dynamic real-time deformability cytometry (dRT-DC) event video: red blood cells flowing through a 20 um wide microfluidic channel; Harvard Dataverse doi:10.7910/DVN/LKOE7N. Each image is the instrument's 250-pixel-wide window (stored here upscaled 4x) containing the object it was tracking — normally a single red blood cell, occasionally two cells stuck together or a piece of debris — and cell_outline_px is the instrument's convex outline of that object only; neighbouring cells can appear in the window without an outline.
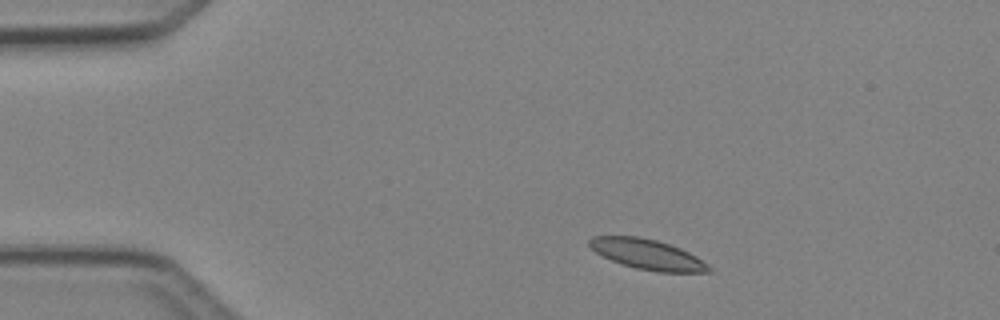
{"species": "Egyptian fruit bat (a non-hibernating species)", "species_latin": "Rousettus aegyptiacus", "temperature_condition": "cold", "stored_images_in_passage": 5, "camera_frame_rate_fps": 3000, "um_per_image_px": 0.085, "animal": {"sex": "female"}, "frame": {"image": 1, "passage_image": 2, "time_ms": 1.333, "image_size_px": [1000, 320], "cell_outline_px": [[712, 272], [656, 272], [636, 268], [612, 260], [596, 252], [588, 244], [588, 240], [592, 236], [636, 236], [656, 240], [680, 248], [696, 256], [708, 264], [712, 268]], "centroid_in_image_um": [55.05, 21.62], "position_along_channel_um": 29.9, "area_um2": 20.81}}
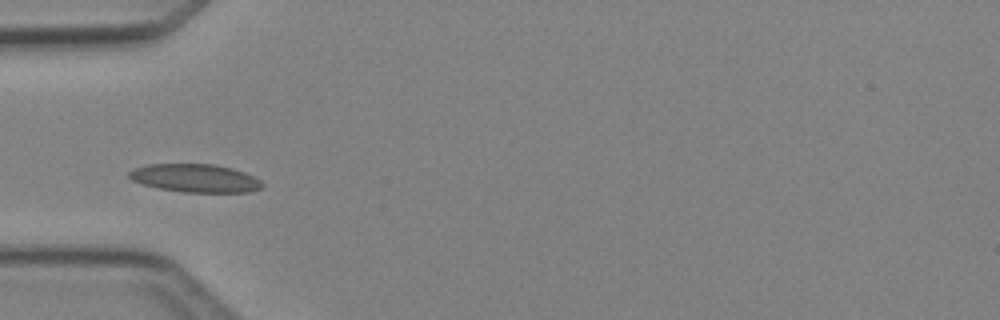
{"frame": {"image": 2, "passage_image": 4, "time_ms": 3.667, "image_size_px": [1000, 320], "cell_outline_px": [[264, 188], [248, 192], [184, 192], [160, 188], [140, 184], [132, 180], [128, 176], [128, 172], [132, 168], [148, 164], [216, 164], [232, 168], [244, 172], [260, 180], [264, 184]], "centroid_in_image_um": [16.58, 15.14], "position_along_channel_um": 68.4, "area_um2": 22.02}}
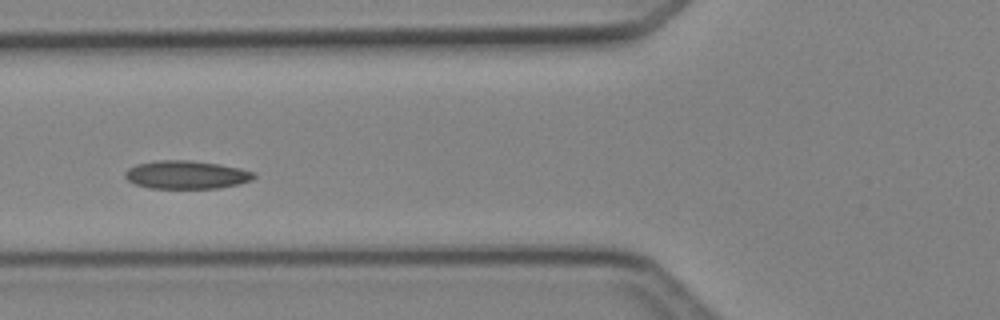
{"frame": {"image": 3, "passage_image": 5, "time_ms": 4.667, "image_size_px": [1000, 320], "cell_outline_px": [[256, 176], [252, 180], [240, 184], [220, 188], [148, 188], [136, 184], [128, 180], [124, 176], [124, 172], [128, 168], [136, 164], [156, 160], [192, 160], [220, 164], [240, 168], [256, 172]], "centroid_in_image_um": [15.86, 14.85], "position_along_channel_um": 109.9, "area_um2": 21.44}}